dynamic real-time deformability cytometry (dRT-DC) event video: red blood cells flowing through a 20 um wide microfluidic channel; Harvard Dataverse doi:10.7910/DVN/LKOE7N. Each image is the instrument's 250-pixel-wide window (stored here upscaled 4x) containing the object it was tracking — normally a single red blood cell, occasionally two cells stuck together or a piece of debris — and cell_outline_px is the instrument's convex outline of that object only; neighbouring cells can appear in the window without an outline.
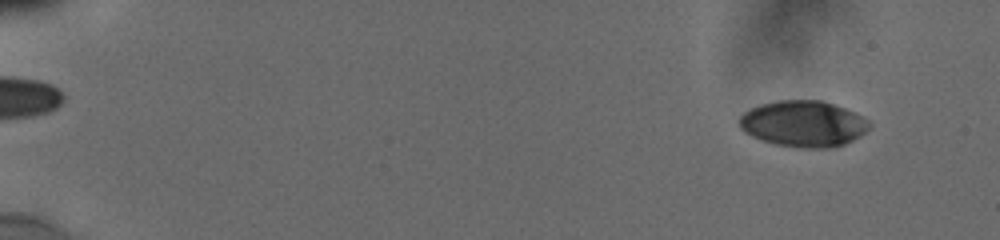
{"species": "human", "species_latin": "Homo sapiens", "temperature_condition": "cold", "stored_images_in_passage": 42, "camera_frame_rate_fps": 3000, "um_per_image_px": 0.085, "donor": {"sex": "male"}, "frame": {"image": 1, "passage_image": 9, "time_ms": 1.667, "image_size_px": [1000, 240], "cell_outline_px": [[872, 124], [860, 136], [844, 144], [832, 148], [800, 148], [776, 144], [752, 136], [744, 132], [740, 128], [740, 116], [744, 112], [760, 104], [776, 100], [820, 100], [844, 108], [868, 120]], "centroid_in_image_um": [68.28, 10.52], "position_along_channel_um": 16.7, "area_um2": 34.74}}
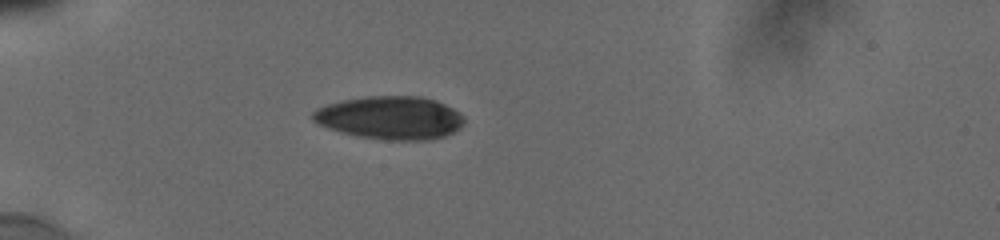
{"frame": {"image": 2, "passage_image": 31, "time_ms": 6.0, "image_size_px": [1000, 240], "cell_outline_px": [[464, 124], [460, 128], [444, 136], [432, 140], [384, 140], [356, 136], [340, 132], [328, 128], [312, 120], [312, 112], [316, 108], [328, 104], [344, 100], [368, 96], [420, 96], [436, 100], [460, 112], [464, 116]], "centroid_in_image_um": [33.19, 10.01], "position_along_channel_um": 51.8, "area_um2": 38.21}}